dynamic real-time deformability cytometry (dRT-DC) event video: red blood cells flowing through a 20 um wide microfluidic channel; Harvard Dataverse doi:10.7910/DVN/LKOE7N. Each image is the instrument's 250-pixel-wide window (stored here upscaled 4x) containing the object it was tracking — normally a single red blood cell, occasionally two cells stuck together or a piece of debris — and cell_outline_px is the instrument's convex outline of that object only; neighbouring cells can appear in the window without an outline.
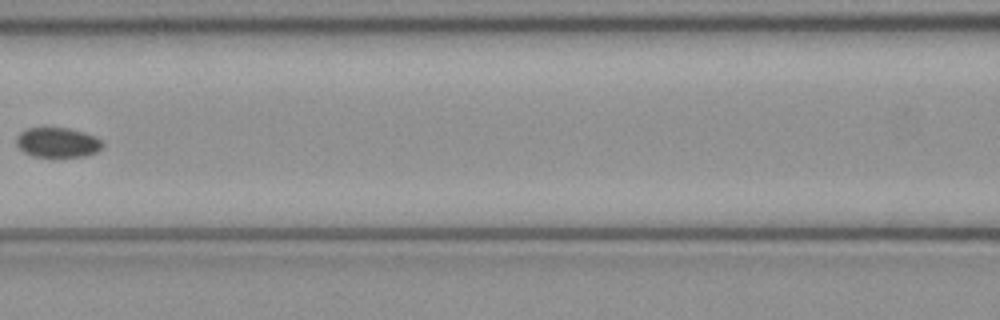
{"species": "common noctule bat (a hibernating species)", "species_latin": "Nyctalus noctula", "temperature_condition": "cold", "stored_images_in_passage": 5, "camera_frame_rate_fps": 3000, "um_per_image_px": 0.085, "animal": {"sex": "female", "body_mass_g": 21.9}, "frame": {"image": 1, "passage_image": 4, "time_ms": 1.0, "image_size_px": [1000, 320], "cell_outline_px": [[104, 144], [96, 152], [84, 156], [32, 156], [24, 152], [16, 144], [16, 136], [20, 132], [28, 128], [68, 128], [84, 132], [96, 136]], "centroid_in_image_um": [4.88, 12.1], "position_along_channel_um": 161.7, "area_um2": 14.85}}
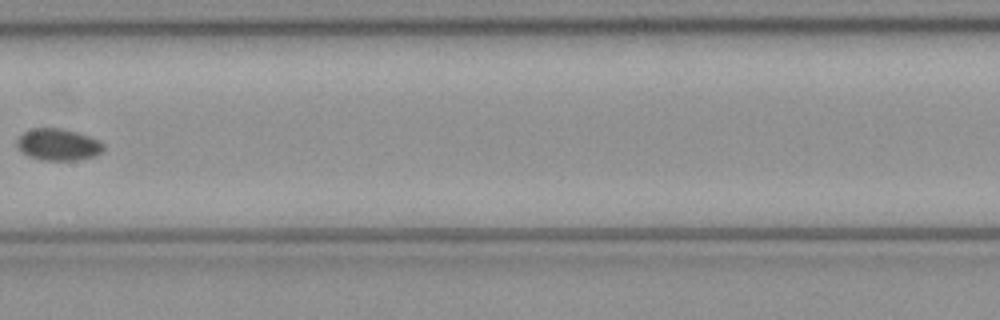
{"frame": {"image": 2, "passage_image": 5, "time_ms": 1.333, "image_size_px": [1000, 320], "cell_outline_px": [[104, 152], [96, 156], [76, 160], [40, 160], [28, 156], [20, 152], [16, 148], [16, 140], [24, 132], [32, 128], [64, 128], [100, 140], [104, 144]], "centroid_in_image_um": [4.94, 12.29], "position_along_channel_um": 202.5, "area_um2": 16.36}}